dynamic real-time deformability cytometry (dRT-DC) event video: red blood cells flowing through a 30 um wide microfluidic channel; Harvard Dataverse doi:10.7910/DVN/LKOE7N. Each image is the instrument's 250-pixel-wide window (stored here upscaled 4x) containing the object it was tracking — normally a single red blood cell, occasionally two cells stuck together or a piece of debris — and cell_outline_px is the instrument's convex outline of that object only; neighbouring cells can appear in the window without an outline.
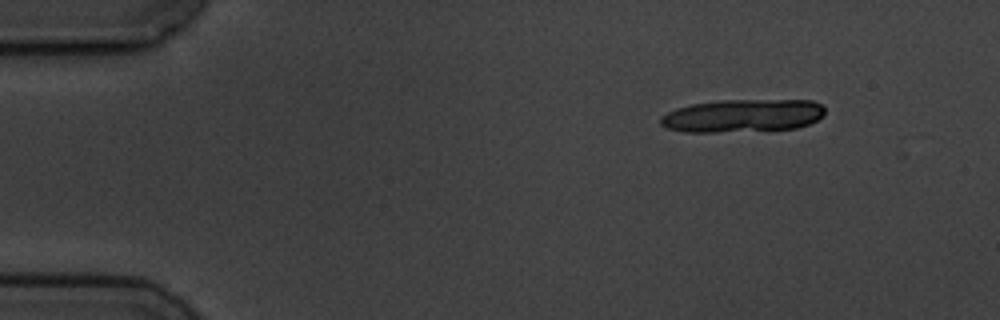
{"species": "common noctule bat (a hibernating species)", "species_latin": "Nyctalus noctula", "temperature_condition": "cold", "stored_images_in_passage": 2, "camera_frame_rate_fps": 3000, "um_per_image_px": 0.085, "animal": {"sex": "male", "body_mass_g": 19.5, "forearm_length_mm": 54.6}, "frame": {"image": 1, "passage_image": 1, "time_ms": 0.0, "image_size_px": [1000, 320], "cell_outline_px": [[824, 116], [808, 124], [796, 128], [716, 132], [684, 132], [668, 128], [660, 124], [660, 116], [676, 108], [692, 104], [720, 100], [812, 100], [820, 104], [824, 108]], "centroid_in_image_um": [63.11, 9.83], "position_along_channel_um": 21.9, "area_um2": 31.5}}